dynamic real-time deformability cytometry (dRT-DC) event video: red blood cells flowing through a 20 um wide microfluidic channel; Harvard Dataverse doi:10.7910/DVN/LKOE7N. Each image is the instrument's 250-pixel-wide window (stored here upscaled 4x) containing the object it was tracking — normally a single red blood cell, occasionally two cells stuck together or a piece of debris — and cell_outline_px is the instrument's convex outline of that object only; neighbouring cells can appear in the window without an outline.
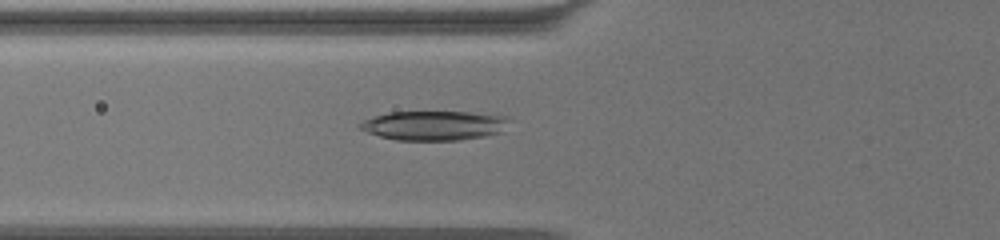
{"species": "common noctule bat (a hibernating species)", "species_latin": "Nyctalus noctula", "temperature_condition": "warm", "stored_images_in_passage": 46, "camera_frame_rate_fps": 3000, "um_per_image_px": 0.085, "animal": {"sex": "female", "body_mass_g": 19.5, "forearm_length_mm": 54.1}, "frame": {"image": 1, "passage_image": 8, "time_ms": 2.333, "image_size_px": [1000, 240], "cell_outline_px": [[508, 120], [500, 132], [484, 136], [460, 140], [396, 140], [380, 136], [368, 132], [360, 128], [356, 124], [364, 120], [376, 116], [392, 112], [468, 112], [504, 116]], "centroid_in_image_um": [36.84, 10.67], "position_along_channel_um": 89.0, "area_um2": 25.14}}
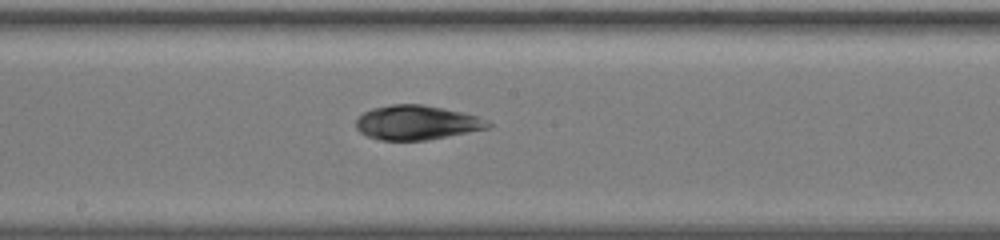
{"frame": {"image": 2, "passage_image": 19, "time_ms": 6.0, "image_size_px": [1000, 240], "cell_outline_px": [[492, 124], [488, 128], [428, 140], [380, 140], [368, 136], [360, 132], [356, 128], [356, 120], [364, 112], [372, 108], [392, 104], [424, 104], [444, 108], [480, 116]], "centroid_in_image_um": [35.43, 10.41], "position_along_channel_um": 212.8, "area_um2": 26.47}}
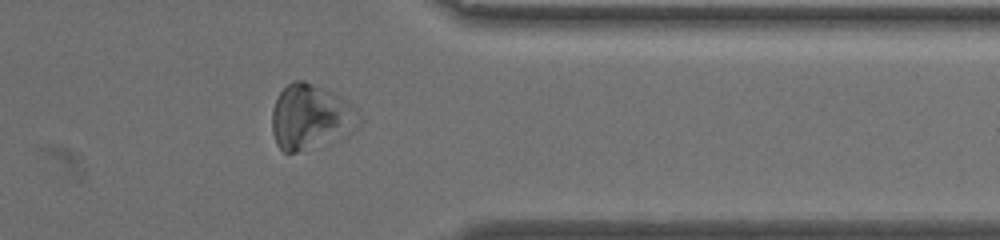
{"frame": {"image": 3, "passage_image": 35, "time_ms": 11.333, "image_size_px": [1000, 240], "cell_outline_px": [[364, 120], [360, 128], [348, 136], [340, 140], [296, 152], [284, 152], [276, 144], [272, 132], [272, 112], [276, 100], [280, 92], [292, 80], [304, 80], [324, 88], [348, 100], [356, 108]], "centroid_in_image_um": [26.49, 9.96], "position_along_channel_um": 384.9, "area_um2": 33.87}, "authors_computed_cell_mechanics": {"area_um2": 27.6284, "velocity_mm_per_s": 3.3476, "shape_relaxation_time_tau1_ms": 4.0787, "shape_relaxation_time_tau2_ms": 2.0198, "deformation_change_tau1": 0.1167, "deformation_change_tau2": 0.0778}}